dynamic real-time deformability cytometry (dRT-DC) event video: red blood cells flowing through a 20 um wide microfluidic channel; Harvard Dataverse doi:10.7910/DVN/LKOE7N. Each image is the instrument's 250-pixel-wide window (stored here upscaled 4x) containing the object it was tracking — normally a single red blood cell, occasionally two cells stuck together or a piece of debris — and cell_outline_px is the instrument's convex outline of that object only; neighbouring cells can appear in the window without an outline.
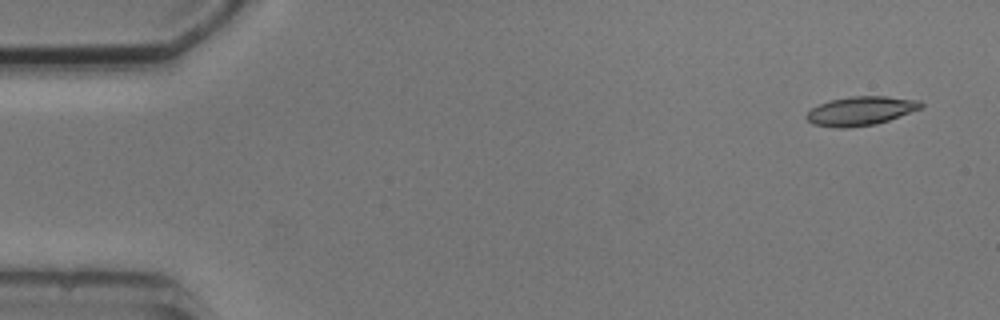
{"species": "common noctule bat (a hibernating species)", "species_latin": "Nyctalus noctula", "temperature_condition": "cold", "stored_images_in_passage": 7, "camera_frame_rate_fps": 3000, "um_per_image_px": 0.085, "animal": {"sex": "male", "body_mass_g": 20.5, "forearm_length_mm": 52.5}, "frame": {"image": 1, "passage_image": 1, "time_ms": 0.0, "image_size_px": [1000, 320], "cell_outline_px": [[924, 108], [876, 124], [848, 128], [836, 128], [812, 124], [804, 116], [812, 108], [820, 104], [832, 100], [848, 96], [884, 96], [920, 100], [924, 104]], "centroid_in_image_um": [73.18, 9.43], "position_along_channel_um": 11.8, "area_um2": 19.42}}
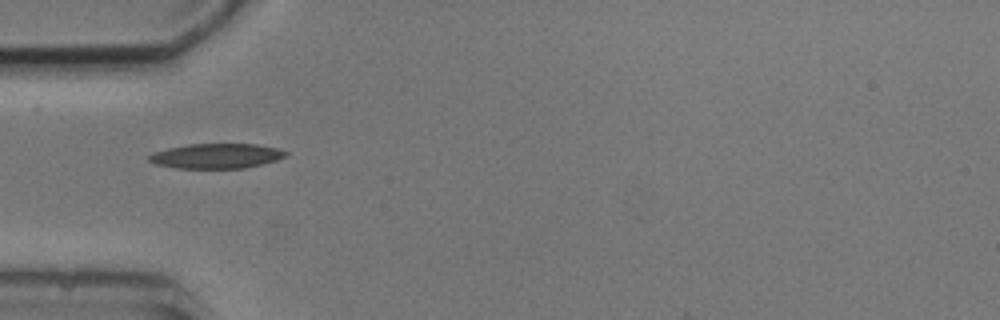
{"frame": {"image": 2, "passage_image": 5, "time_ms": 4.667, "image_size_px": [1000, 320], "cell_outline_px": [[288, 156], [276, 160], [244, 168], [176, 168], [156, 164], [148, 160], [148, 156], [152, 152], [168, 148], [188, 144], [256, 144], [276, 148], [288, 152]], "centroid_in_image_um": [18.38, 13.25], "position_along_channel_um": 66.6, "area_um2": 19.77}}
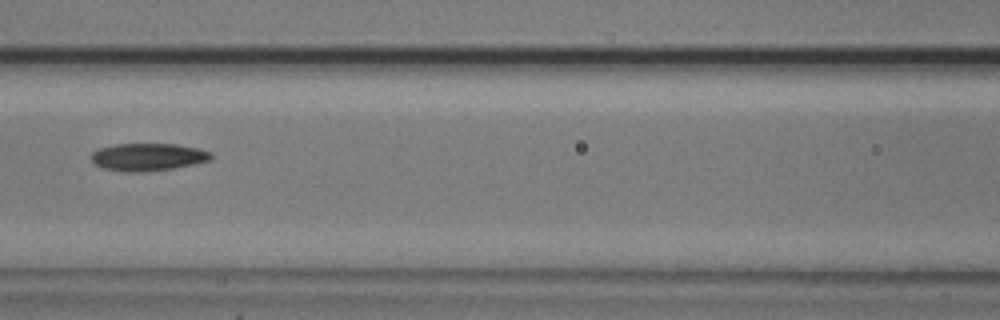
{"frame": {"image": 3, "passage_image": 7, "time_ms": 7.0, "image_size_px": [1000, 320], "cell_outline_px": [[212, 160], [172, 168], [144, 172], [124, 172], [104, 168], [96, 164], [92, 160], [92, 152], [100, 148], [116, 144], [176, 144], [196, 148], [212, 152]], "centroid_in_image_um": [12.59, 13.34], "position_along_channel_um": 154.0, "area_um2": 19.07}}